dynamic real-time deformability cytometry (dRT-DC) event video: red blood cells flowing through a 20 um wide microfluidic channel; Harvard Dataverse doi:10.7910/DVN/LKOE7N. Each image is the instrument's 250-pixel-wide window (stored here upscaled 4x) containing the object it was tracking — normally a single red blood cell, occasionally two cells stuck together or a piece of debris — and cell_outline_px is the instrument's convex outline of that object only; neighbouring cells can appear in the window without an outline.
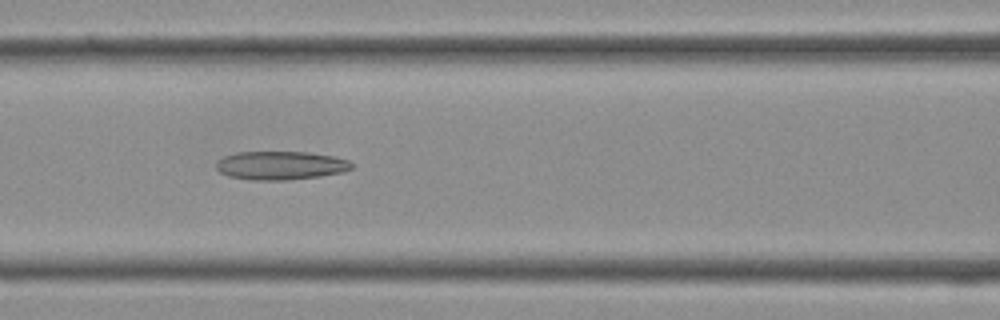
{"species": "Egyptian fruit bat (a non-hibernating species)", "species_latin": "Rousettus aegyptiacus", "temperature_condition": "cold", "stored_images_in_passage": 38, "camera_frame_rate_fps": 3000, "um_per_image_px": 0.085, "frame": {"image": 1, "passage_image": 16, "time_ms": 5.0, "image_size_px": [1000, 320], "cell_outline_px": [[352, 168], [344, 172], [320, 176], [284, 180], [252, 180], [228, 176], [220, 172], [216, 168], [216, 160], [224, 156], [236, 152], [308, 152], [336, 156], [348, 160], [352, 164]], "centroid_in_image_um": [23.84, 14.06], "position_along_channel_um": 142.8, "area_um2": 22.66}}
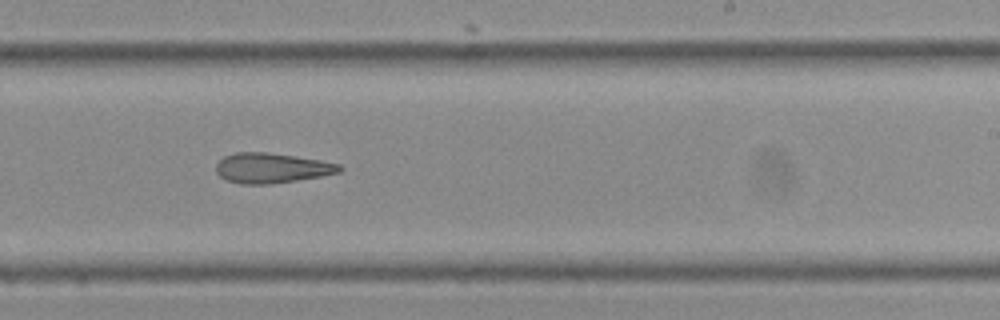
{"frame": {"image": 2, "passage_image": 23, "time_ms": 7.333, "image_size_px": [1000, 320], "cell_outline_px": [[344, 168], [340, 172], [320, 176], [272, 184], [240, 184], [228, 180], [220, 176], [216, 172], [216, 164], [224, 156], [236, 152], [268, 152], [296, 156], [320, 160], [340, 164]], "centroid_in_image_um": [23.09, 14.27], "position_along_channel_um": 265.9, "area_um2": 21.62}}
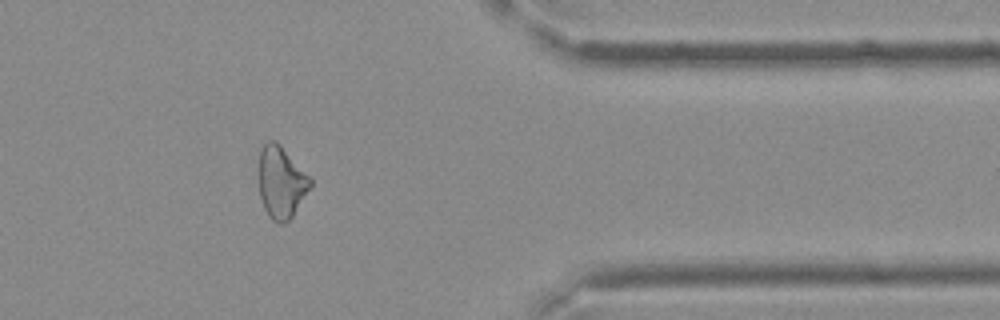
{"frame": {"image": 3, "passage_image": 31, "time_ms": 10.0, "image_size_px": [1000, 320], "cell_outline_px": [[312, 184], [292, 216], [288, 220], [280, 224], [272, 220], [268, 216], [264, 208], [260, 196], [256, 172], [256, 168], [260, 148], [268, 140], [276, 140], [280, 144], [312, 180]], "centroid_in_image_um": [23.82, 15.45], "position_along_channel_um": 387.6, "area_um2": 21.91}}